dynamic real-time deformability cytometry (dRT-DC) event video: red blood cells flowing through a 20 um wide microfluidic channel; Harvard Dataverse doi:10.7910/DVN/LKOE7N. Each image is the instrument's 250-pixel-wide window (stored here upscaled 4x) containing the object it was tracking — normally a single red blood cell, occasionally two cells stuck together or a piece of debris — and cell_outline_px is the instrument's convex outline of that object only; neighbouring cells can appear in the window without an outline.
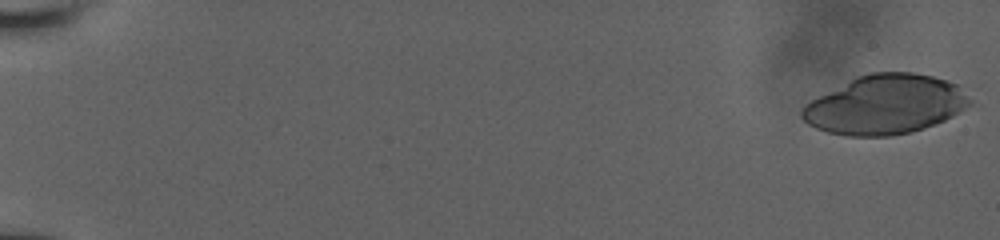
{"species": "human", "species_latin": "Homo sapiens", "temperature_condition": "room temperature", "stored_images_in_passage": 25, "camera_frame_rate_fps": 3000, "um_per_image_px": 0.085, "donor": {"sex": "male"}, "frame": {"image": 1, "passage_image": 1, "time_ms": 0.0, "image_size_px": [1000, 240], "cell_outline_px": [[980, 104], [944, 120], [924, 128], [912, 132], [892, 136], [848, 136], [828, 132], [816, 128], [808, 124], [800, 116], [800, 112], [812, 100], [856, 76], [872, 72], [912, 72], [932, 76], [948, 80], [956, 84], [976, 100]], "centroid_in_image_um": [75.37, 8.89], "position_along_channel_um": 9.6, "area_um2": 58.55}}
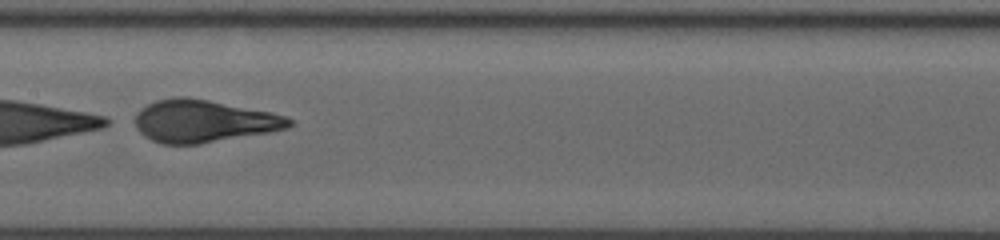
{"frame": {"image": 2, "passage_image": 23, "time_ms": 10.0, "image_size_px": [1000, 240], "cell_outline_px": [[296, 124], [288, 128], [268, 132], [200, 144], [160, 144], [144, 136], [136, 128], [136, 112], [140, 108], [156, 100], [172, 96], [188, 96], [272, 112], [288, 116]], "centroid_in_image_um": [17.31, 10.28], "position_along_channel_um": 190.1, "area_um2": 38.44}}